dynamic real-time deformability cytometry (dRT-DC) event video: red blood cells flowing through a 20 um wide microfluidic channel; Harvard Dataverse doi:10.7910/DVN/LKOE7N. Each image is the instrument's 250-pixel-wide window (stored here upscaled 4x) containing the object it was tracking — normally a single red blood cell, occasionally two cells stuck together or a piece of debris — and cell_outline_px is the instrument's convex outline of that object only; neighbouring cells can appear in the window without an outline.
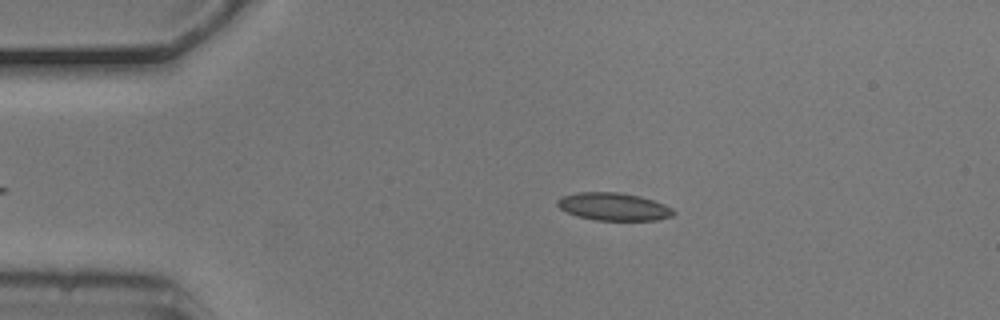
{"species": "common noctule bat (a hibernating species)", "species_latin": "Nyctalus noctula", "temperature_condition": "cold", "stored_images_in_passage": 3, "camera_frame_rate_fps": 3000, "um_per_image_px": 0.085, "animal": {"sex": "male", "body_mass_g": 20.5, "forearm_length_mm": 52.5}, "frame": {"image": 1, "passage_image": 2, "time_ms": 0.333, "image_size_px": [1000, 320], "cell_outline_px": [[676, 212], [672, 216], [656, 220], [596, 220], [576, 216], [560, 208], [556, 204], [556, 200], [564, 196], [576, 192], [616, 192], [640, 196], [664, 204], [672, 208]], "centroid_in_image_um": [52.15, 17.56], "position_along_channel_um": 32.8, "area_um2": 18.67}}